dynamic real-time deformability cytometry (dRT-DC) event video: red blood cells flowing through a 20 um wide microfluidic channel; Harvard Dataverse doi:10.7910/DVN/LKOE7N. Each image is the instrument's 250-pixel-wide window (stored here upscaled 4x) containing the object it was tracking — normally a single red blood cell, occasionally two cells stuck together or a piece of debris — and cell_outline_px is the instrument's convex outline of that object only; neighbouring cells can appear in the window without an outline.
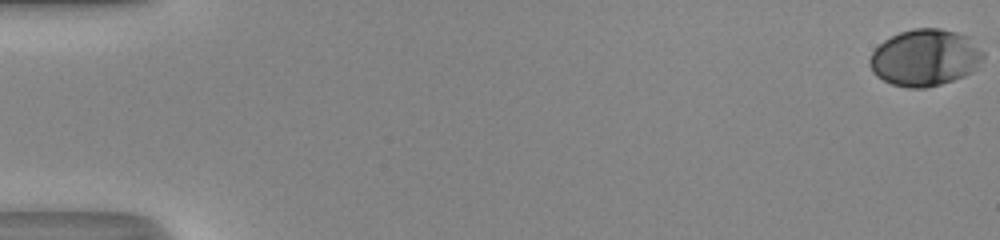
{"species": "human", "species_latin": "Homo sapiens", "temperature_condition": "room temperature", "stored_images_in_passage": 52, "camera_frame_rate_fps": 3000, "um_per_image_px": 0.085, "donor": {"sex": "male"}, "frame": {"image": 1, "passage_image": 1, "time_ms": 0.0, "image_size_px": [1000, 240], "cell_outline_px": [[984, 56], [976, 68], [972, 72], [964, 76], [940, 84], [924, 88], [908, 88], [892, 84], [876, 76], [872, 72], [868, 64], [868, 60], [872, 52], [884, 40], [900, 32], [912, 28], [940, 28], [956, 32], [968, 36], [984, 52]], "centroid_in_image_um": [78.61, 4.9], "position_along_channel_um": 6.4, "area_um2": 37.63}}
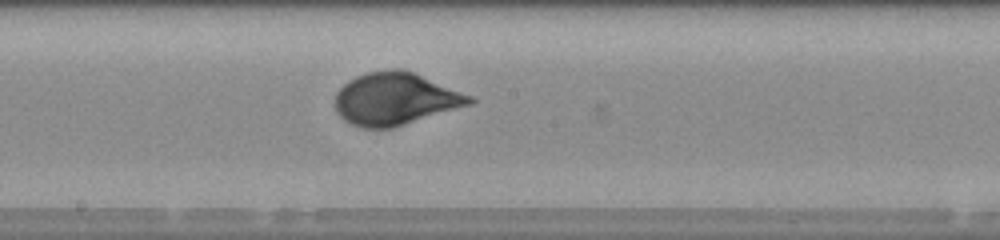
{"frame": {"image": 2, "passage_image": 30, "time_ms": 9.667, "image_size_px": [1000, 240], "cell_outline_px": [[476, 100], [472, 104], [392, 128], [360, 128], [344, 120], [336, 112], [336, 92], [348, 80], [356, 76], [368, 72], [392, 68], [400, 68], [412, 72], [472, 96]], "centroid_in_image_um": [33.58, 8.41], "position_along_channel_um": 214.6, "area_um2": 40.86}}
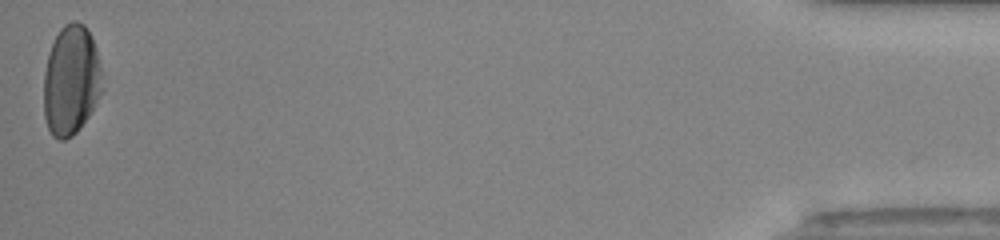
{"frame": {"image": 3, "passage_image": 52, "time_ms": 17.0, "image_size_px": [1000, 240], "cell_outline_px": [[100, 92], [88, 116], [80, 128], [72, 136], [64, 140], [60, 140], [52, 136], [48, 128], [44, 116], [44, 72], [48, 52], [60, 28], [64, 24], [72, 20], [76, 20], [84, 24], [92, 36], [96, 48], [100, 68]], "centroid_in_image_um": [6.0, 6.8], "position_along_channel_um": 429.2, "area_um2": 37.28}, "authors_computed_cell_mechanics": {"area_um2": 37.7723, "velocity_mm_per_s": 4.1853, "shape_relaxation_time_tau1_ms": 3.1881, "shape_relaxation_time_tau2_ms": null, "deformation_change_tau1": 0.1609, "deformation_change_tau2": null}}